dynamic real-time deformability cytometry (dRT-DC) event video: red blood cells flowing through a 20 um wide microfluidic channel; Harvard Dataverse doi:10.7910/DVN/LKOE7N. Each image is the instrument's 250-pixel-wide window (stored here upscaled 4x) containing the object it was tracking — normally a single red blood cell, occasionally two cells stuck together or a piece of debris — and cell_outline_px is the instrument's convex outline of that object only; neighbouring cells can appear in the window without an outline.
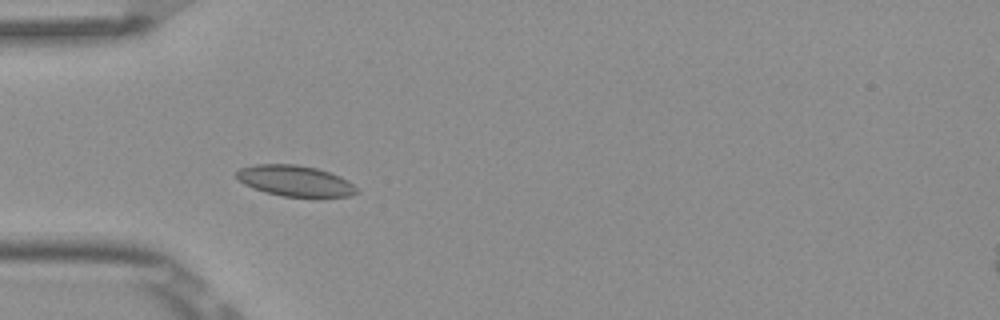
{"species": "Egyptian fruit bat (a non-hibernating species)", "species_latin": "Rousettus aegyptiacus", "temperature_condition": "room temperature", "stored_images_in_passage": 8, "camera_frame_rate_fps": 3000, "um_per_image_px": 0.085, "frame": {"image": 1, "passage_image": 4, "time_ms": 1.0, "image_size_px": [1000, 320], "cell_outline_px": [[360, 192], [348, 196], [320, 200], [284, 196], [264, 192], [252, 188], [244, 184], [236, 176], [236, 172], [240, 168], [256, 164], [296, 164], [316, 168], [340, 176], [348, 180]], "centroid_in_image_um": [25.14, 15.42], "position_along_channel_um": 59.9, "area_um2": 22.31}}
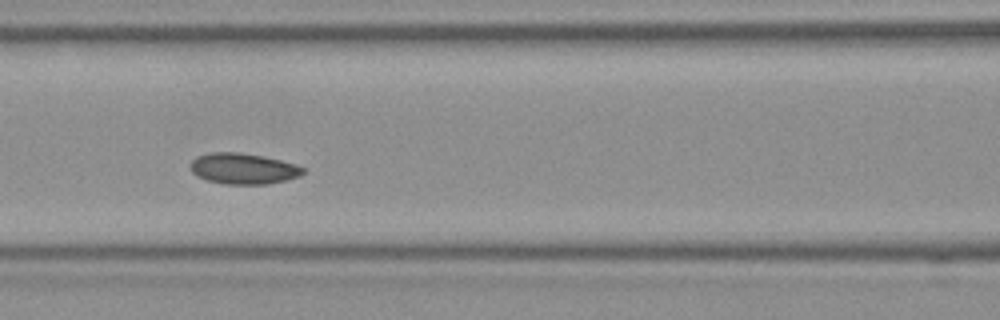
{"frame": {"image": 2, "passage_image": 6, "time_ms": 1.667, "image_size_px": [1000, 320], "cell_outline_px": [[304, 172], [300, 176], [268, 184], [224, 184], [208, 180], [196, 176], [192, 172], [192, 160], [196, 156], [212, 152], [240, 152], [264, 156], [296, 164], [304, 168]], "centroid_in_image_um": [20.68, 14.33], "position_along_channel_um": 145.9, "area_um2": 20.23}}
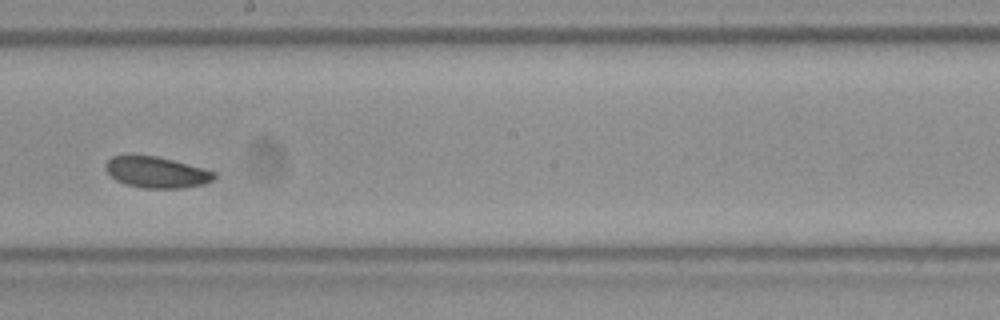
{"frame": {"image": 3, "passage_image": 8, "time_ms": 2.333, "image_size_px": [1000, 320], "cell_outline_px": [[216, 176], [212, 180], [204, 184], [180, 188], [144, 188], [124, 184], [116, 180], [104, 168], [104, 164], [112, 156], [132, 152], [156, 156], [204, 168], [216, 172]], "centroid_in_image_um": [13.24, 14.6], "position_along_channel_um": 235.0, "area_um2": 20.17}}